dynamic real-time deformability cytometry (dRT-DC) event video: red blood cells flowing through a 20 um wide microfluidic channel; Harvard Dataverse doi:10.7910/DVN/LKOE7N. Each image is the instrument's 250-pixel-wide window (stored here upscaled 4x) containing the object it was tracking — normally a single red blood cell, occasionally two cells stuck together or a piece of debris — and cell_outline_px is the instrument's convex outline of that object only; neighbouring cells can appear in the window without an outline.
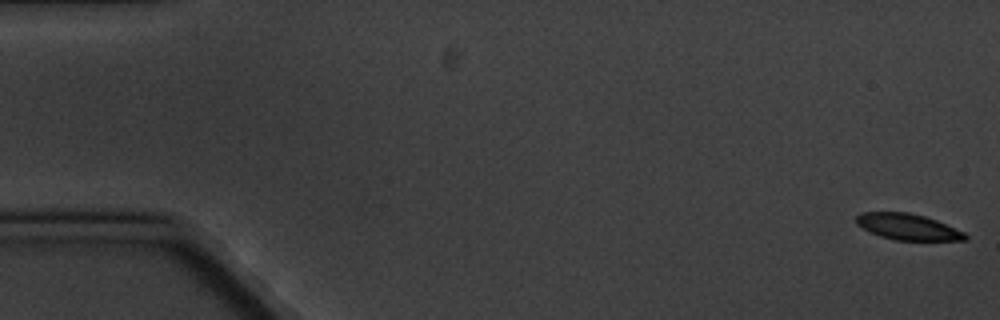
{"species": "common noctule bat (a hibernating species)", "species_latin": "Nyctalus noctula", "temperature_condition": "cold", "stored_images_in_passage": 8, "camera_frame_rate_fps": 3000, "um_per_image_px": 0.085, "animal": {"sex": "male", "body_mass_g": 20.1, "forearm_length_mm": 53.5}, "frame": {"image": 1, "passage_image": 1, "time_ms": 0.0, "image_size_px": [1000, 320], "cell_outline_px": [[968, 240], [892, 240], [868, 232], [856, 224], [856, 216], [860, 212], [908, 212], [924, 216], [936, 220], [964, 232], [968, 236]], "centroid_in_image_um": [77.12, 19.28], "position_along_channel_um": 7.9, "area_um2": 16.65}}
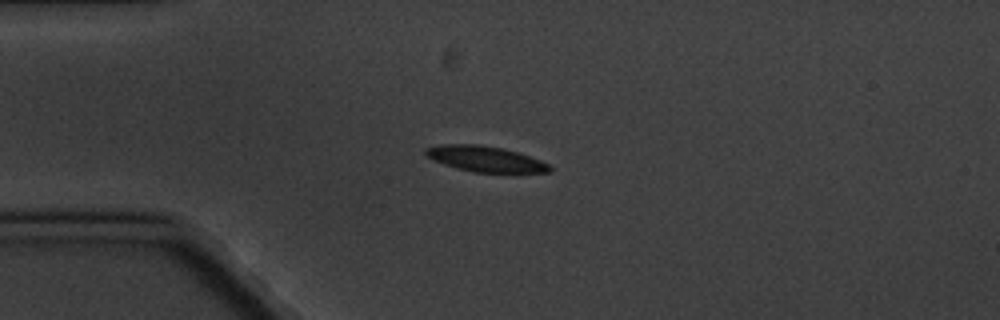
{"frame": {"image": 2, "passage_image": 5, "time_ms": 4.667, "image_size_px": [1000, 320], "cell_outline_px": [[552, 172], [472, 172], [456, 168], [432, 160], [424, 152], [424, 148], [440, 144], [476, 144], [504, 148], [540, 160], [548, 164], [552, 168]], "centroid_in_image_um": [41.21, 13.5], "position_along_channel_um": 43.8, "area_um2": 18.44}}